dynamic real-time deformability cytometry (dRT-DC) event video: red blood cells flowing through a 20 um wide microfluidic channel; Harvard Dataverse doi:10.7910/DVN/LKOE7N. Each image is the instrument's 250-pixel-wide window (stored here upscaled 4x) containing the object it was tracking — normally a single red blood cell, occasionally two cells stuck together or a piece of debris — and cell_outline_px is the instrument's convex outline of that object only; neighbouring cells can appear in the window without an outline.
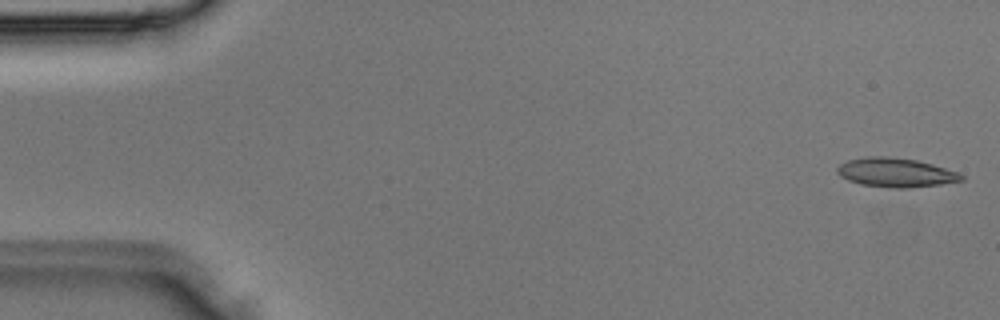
{"species": "Egyptian fruit bat (a non-hibernating species)", "species_latin": "Rousettus aegyptiacus", "temperature_condition": "room temperature", "stored_images_in_passage": 4, "camera_frame_rate_fps": 3000, "um_per_image_px": 0.085, "animal": {"sex": "male"}, "frame": {"image": 1, "passage_image": 4, "time_ms": 1.0, "image_size_px": [1000, 320], "cell_outline_px": [[964, 180], [940, 184], [908, 188], [892, 188], [860, 184], [848, 180], [840, 176], [836, 172], [836, 168], [840, 164], [848, 160], [868, 156], [888, 156], [916, 160], [932, 164], [956, 172], [964, 176]], "centroid_in_image_um": [76.1, 14.66], "position_along_channel_um": 8.9, "area_um2": 20.98}}